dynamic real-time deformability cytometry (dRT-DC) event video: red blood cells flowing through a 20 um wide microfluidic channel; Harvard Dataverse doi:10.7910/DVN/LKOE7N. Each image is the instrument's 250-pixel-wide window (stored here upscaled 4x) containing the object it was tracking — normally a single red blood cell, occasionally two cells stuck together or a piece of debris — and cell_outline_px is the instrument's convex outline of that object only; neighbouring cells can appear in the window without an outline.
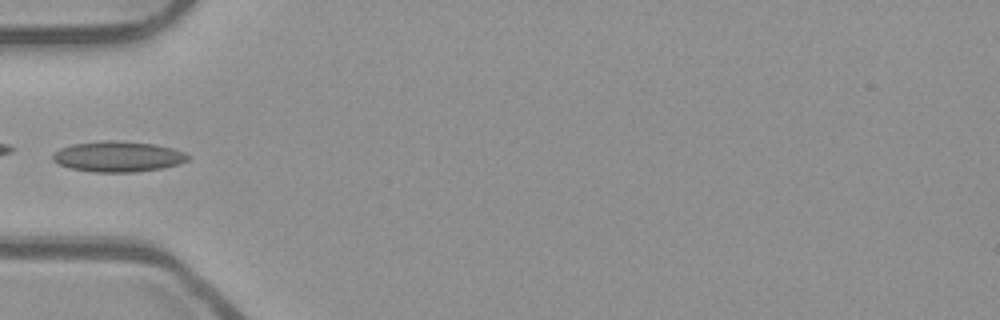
{"species": "common noctule bat (a hibernating species)", "species_latin": "Nyctalus noctula", "temperature_condition": "room temperature", "stored_images_in_passage": 9, "camera_frame_rate_fps": 3000, "um_per_image_px": 0.085, "animal": {"sex": "male", "body_mass_g": 23.1, "forearm_length_mm": 52.7}, "frame": {"image": 1, "passage_image": 1, "time_ms": 0.0, "image_size_px": [1000, 320], "cell_outline_px": [[192, 156], [188, 160], [180, 164], [160, 168], [136, 172], [96, 172], [72, 168], [60, 164], [52, 160], [52, 156], [60, 148], [72, 144], [104, 140], [116, 140], [156, 144], [172, 148], [184, 152]], "centroid_in_image_um": [10.07, 13.3], "position_along_channel_um": 74.9, "area_um2": 24.1}}